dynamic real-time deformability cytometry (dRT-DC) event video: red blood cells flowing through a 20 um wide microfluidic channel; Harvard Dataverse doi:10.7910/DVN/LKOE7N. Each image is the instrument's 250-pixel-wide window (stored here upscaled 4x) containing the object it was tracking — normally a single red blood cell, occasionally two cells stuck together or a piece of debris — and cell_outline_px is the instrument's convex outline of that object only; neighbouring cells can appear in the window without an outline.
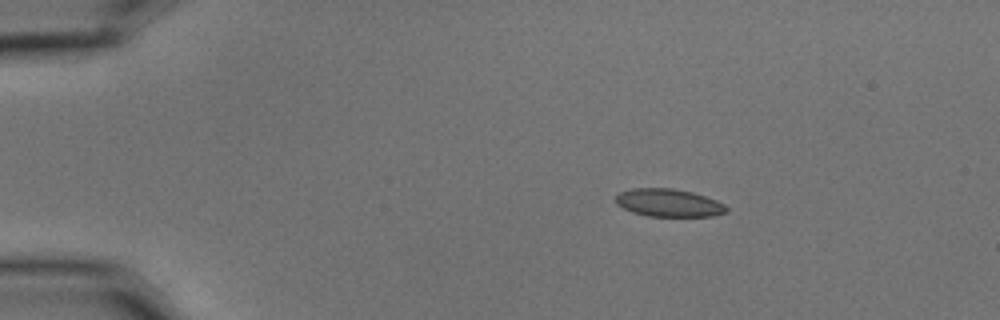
{"species": "common noctule bat (a hibernating species)", "species_latin": "Nyctalus noctula", "temperature_condition": "cold", "stored_images_in_passage": 3, "camera_frame_rate_fps": 3000, "um_per_image_px": 0.085, "animal": {"sex": "male", "body_mass_g": 15.6}, "frame": {"image": 1, "passage_image": 1, "time_ms": 0.0, "image_size_px": [1000, 320], "cell_outline_px": [[728, 212], [712, 216], [648, 216], [632, 212], [616, 204], [616, 196], [620, 192], [632, 188], [672, 188], [692, 192], [716, 200], [724, 204], [728, 208]], "centroid_in_image_um": [56.84, 17.24], "position_along_channel_um": 28.2, "area_um2": 17.92}}